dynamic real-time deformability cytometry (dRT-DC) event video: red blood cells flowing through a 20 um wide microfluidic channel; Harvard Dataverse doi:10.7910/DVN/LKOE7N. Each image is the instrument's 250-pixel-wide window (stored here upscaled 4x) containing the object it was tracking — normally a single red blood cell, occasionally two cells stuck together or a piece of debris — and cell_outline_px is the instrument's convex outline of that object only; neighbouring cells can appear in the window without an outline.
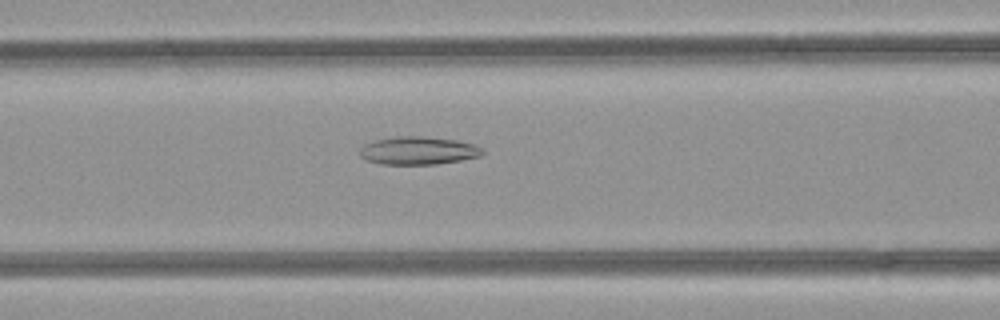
{"species": "common noctule bat (a hibernating species)", "species_latin": "Nyctalus noctula", "temperature_condition": "room temperature", "stored_images_in_passage": 29, "camera_frame_rate_fps": 3000, "um_per_image_px": 0.085, "animal": {"sex": "female", "body_mass_g": 21.9}, "frame": {"image": 1, "passage_image": 9, "time_ms": 2.667, "image_size_px": [1000, 320], "cell_outline_px": [[484, 152], [480, 156], [460, 160], [436, 164], [380, 164], [368, 160], [360, 156], [360, 148], [364, 144], [376, 140], [396, 136], [420, 136], [456, 140], [476, 144]], "centroid_in_image_um": [35.54, 12.8], "position_along_channel_um": 131.1, "area_um2": 19.88}}
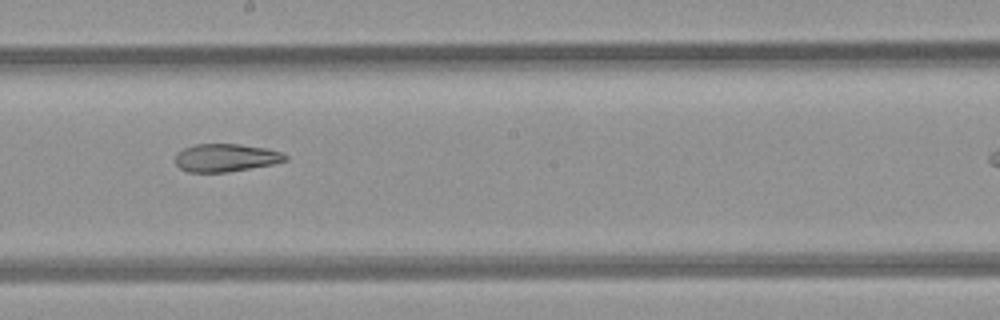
{"frame": {"image": 2, "passage_image": 16, "time_ms": 5.0, "image_size_px": [1000, 320], "cell_outline_px": [[288, 160], [272, 164], [228, 172], [188, 172], [180, 168], [176, 164], [176, 152], [184, 148], [196, 144], [240, 144], [268, 148], [280, 152], [288, 156]], "centroid_in_image_um": [19.2, 13.4], "position_along_channel_um": 229.0, "area_um2": 17.92}}
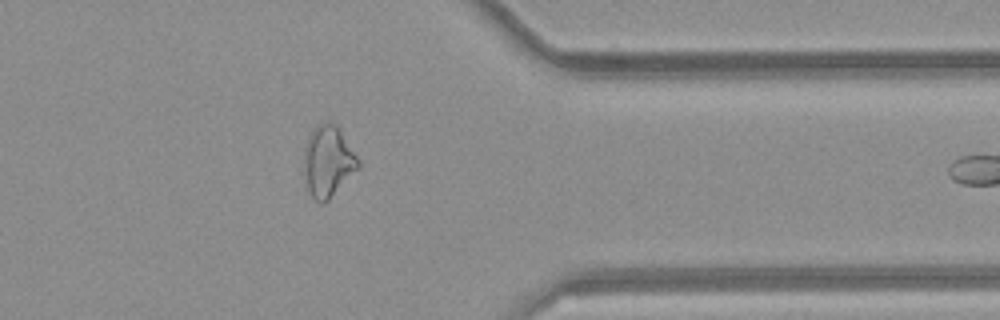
{"frame": {"image": 3, "passage_image": 28, "time_ms": 9.0, "image_size_px": [1000, 320], "cell_outline_px": [[360, 168], [324, 204], [320, 204], [308, 192], [304, 168], [304, 148], [308, 136], [316, 124], [324, 120], [328, 120], [336, 124], [340, 128], [360, 160]], "centroid_in_image_um": [27.9, 13.67], "position_along_channel_um": 383.5, "area_um2": 23.0}}